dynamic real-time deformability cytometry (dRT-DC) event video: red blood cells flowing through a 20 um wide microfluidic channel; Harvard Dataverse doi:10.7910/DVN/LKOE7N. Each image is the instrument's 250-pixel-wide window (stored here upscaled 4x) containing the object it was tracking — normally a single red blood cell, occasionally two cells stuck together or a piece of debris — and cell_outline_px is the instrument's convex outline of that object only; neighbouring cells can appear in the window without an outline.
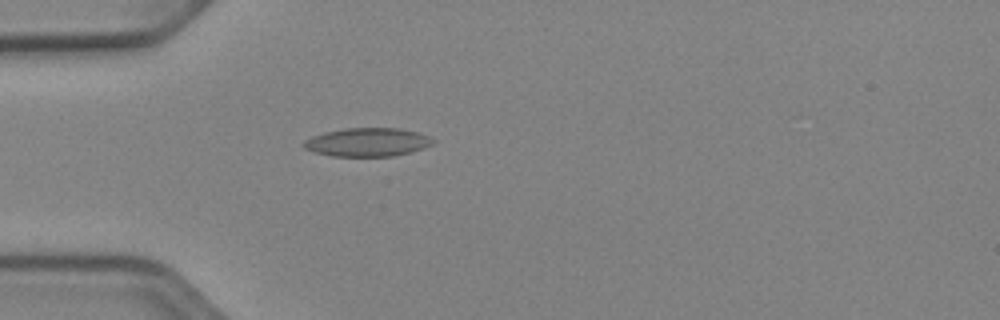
{"species": "Egyptian fruit bat (a non-hibernating species)", "species_latin": "Rousettus aegyptiacus", "temperature_condition": "cold", "stored_images_in_passage": 38, "camera_frame_rate_fps": 3000, "um_per_image_px": 0.085, "animal": {"sex": "female"}, "frame": {"image": 1, "passage_image": 1, "time_ms": 0.0, "image_size_px": [1000, 320], "cell_outline_px": [[436, 140], [432, 144], [424, 148], [392, 156], [332, 156], [312, 152], [304, 148], [304, 140], [312, 136], [324, 132], [344, 128], [400, 128], [416, 132], [428, 136]], "centroid_in_image_um": [31.21, 12.08], "position_along_channel_um": 53.8, "area_um2": 21.44}}
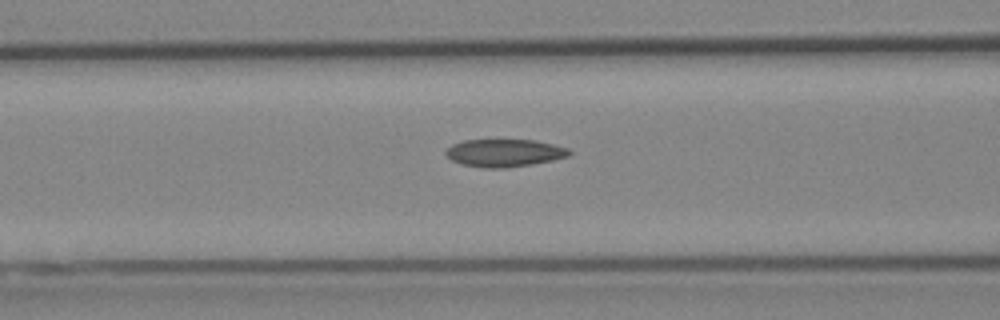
{"frame": {"image": 2, "passage_image": 7, "time_ms": 2.0, "image_size_px": [1000, 320], "cell_outline_px": [[572, 152], [568, 156], [552, 160], [532, 164], [504, 168], [484, 168], [464, 164], [452, 160], [444, 152], [452, 144], [464, 140], [536, 140], [568, 148]], "centroid_in_image_um": [42.88, 12.99], "position_along_channel_um": 123.7, "area_um2": 19.71}}
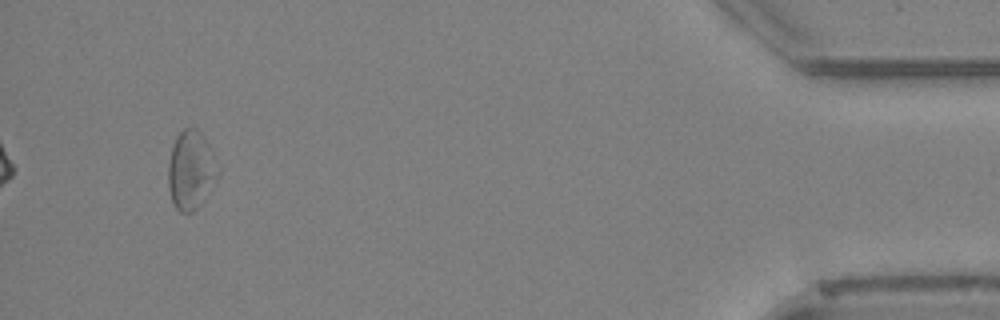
{"frame": {"image": 3, "passage_image": 35, "time_ms": 11.333, "image_size_px": [1000, 320], "cell_outline_px": [[208, 176], [204, 200], [192, 212], [180, 212], [172, 204], [168, 188], [168, 164], [172, 144], [176, 136], [184, 128], [196, 128], [204, 136], [208, 144]], "centroid_in_image_um": [16.0, 14.45], "position_along_channel_um": 419.2, "area_um2": 20.46}, "authors_computed_cell_mechanics": {"area_um2": 20.2011, "velocity_mm_per_s": 3.9314, "shape_relaxation_time_tau1_ms": null, "shape_relaxation_time_tau2_ms": 5.5305, "deformation_change_tau1": null, "deformation_change_tau2": 0.1104}}